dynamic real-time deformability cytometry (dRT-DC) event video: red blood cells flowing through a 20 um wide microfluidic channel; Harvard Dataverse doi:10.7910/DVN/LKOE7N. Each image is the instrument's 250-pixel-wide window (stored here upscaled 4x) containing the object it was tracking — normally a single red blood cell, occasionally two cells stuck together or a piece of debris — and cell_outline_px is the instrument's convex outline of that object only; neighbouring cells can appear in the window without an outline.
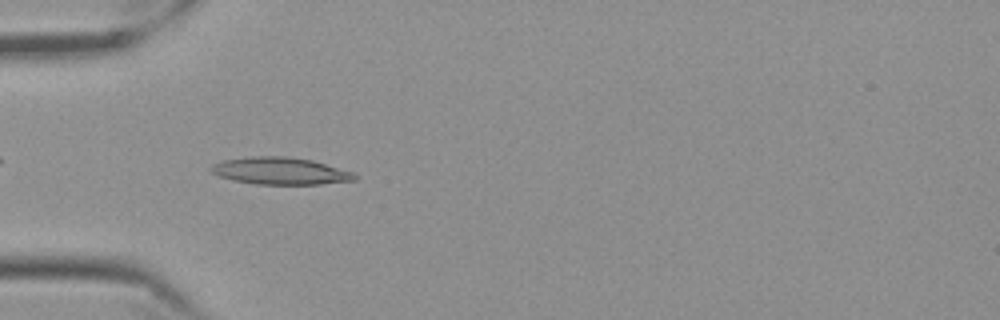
{"species": "Egyptian fruit bat (a non-hibernating species)", "species_latin": "Rousettus aegyptiacus", "temperature_condition": "cold", "stored_images_in_passage": 58, "camera_frame_rate_fps": 3000, "um_per_image_px": 0.085, "frame": {"image": 1, "passage_image": 18, "time_ms": 5.667, "image_size_px": [1000, 320], "cell_outline_px": [[356, 180], [320, 184], [256, 184], [232, 180], [220, 176], [212, 172], [208, 168], [212, 164], [224, 160], [252, 156], [288, 156], [312, 160], [352, 172], [356, 176]], "centroid_in_image_um": [23.79, 14.53], "position_along_channel_um": 61.2, "area_um2": 22.6}}
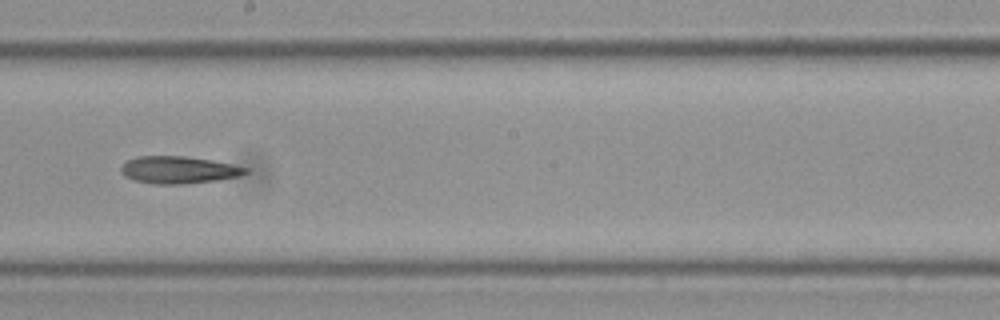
{"frame": {"image": 2, "passage_image": 33, "time_ms": 10.667, "image_size_px": [1000, 320], "cell_outline_px": [[248, 172], [240, 176], [216, 180], [184, 184], [152, 184], [136, 180], [124, 176], [120, 172], [120, 168], [128, 160], [136, 156], [184, 156], [212, 160], [232, 164], [248, 168]], "centroid_in_image_um": [15.17, 14.44], "position_along_channel_um": 233.0, "area_um2": 19.77}}
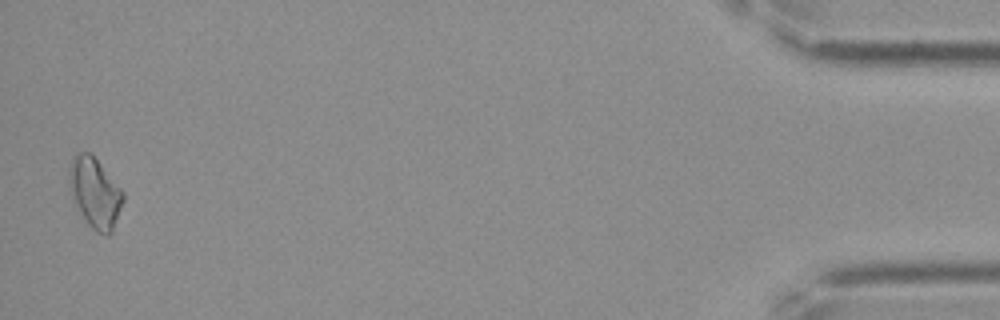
{"frame": {"image": 3, "passage_image": 57, "time_ms": 18.667, "image_size_px": [1000, 320], "cell_outline_px": [[124, 200], [112, 232], [108, 236], [104, 236], [96, 232], [88, 224], [72, 196], [68, 180], [68, 168], [72, 156], [80, 152], [92, 152], [124, 192]], "centroid_in_image_um": [8.08, 16.35], "position_along_channel_um": 427.1, "area_um2": 22.2}}